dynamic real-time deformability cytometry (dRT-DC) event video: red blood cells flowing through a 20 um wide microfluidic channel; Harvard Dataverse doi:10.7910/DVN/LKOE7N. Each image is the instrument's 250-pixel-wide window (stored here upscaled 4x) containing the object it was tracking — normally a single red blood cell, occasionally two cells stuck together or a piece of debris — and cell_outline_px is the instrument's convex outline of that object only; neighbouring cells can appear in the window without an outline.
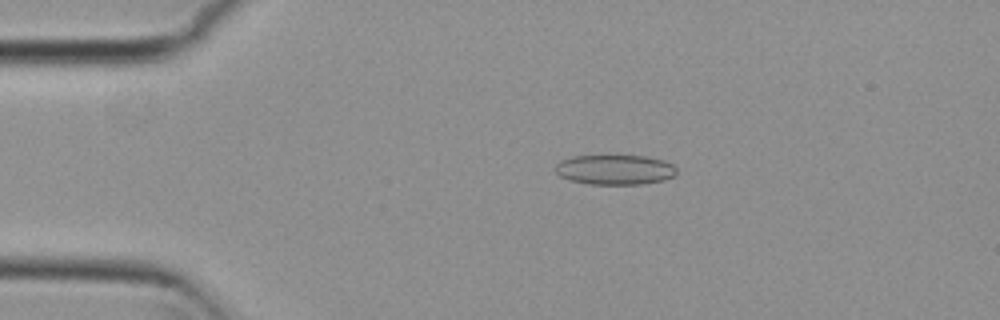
{"species": "common noctule bat (a hibernating species)", "species_latin": "Nyctalus noctula", "temperature_condition": "cold", "stored_images_in_passage": 3, "camera_frame_rate_fps": 3000, "um_per_image_px": 0.085, "animal": {"sex": "female", "body_mass_g": 29.2, "forearm_length_mm": 56.3}, "frame": {"image": 1, "passage_image": 1, "time_ms": 0.0, "image_size_px": [1000, 320], "cell_outline_px": [[676, 172], [672, 176], [664, 180], [644, 184], [588, 184], [568, 180], [560, 176], [556, 172], [556, 164], [560, 160], [572, 156], [644, 156], [664, 160], [672, 164], [676, 168]], "centroid_in_image_um": [52.25, 14.43], "position_along_channel_um": 32.8, "area_um2": 21.15}}